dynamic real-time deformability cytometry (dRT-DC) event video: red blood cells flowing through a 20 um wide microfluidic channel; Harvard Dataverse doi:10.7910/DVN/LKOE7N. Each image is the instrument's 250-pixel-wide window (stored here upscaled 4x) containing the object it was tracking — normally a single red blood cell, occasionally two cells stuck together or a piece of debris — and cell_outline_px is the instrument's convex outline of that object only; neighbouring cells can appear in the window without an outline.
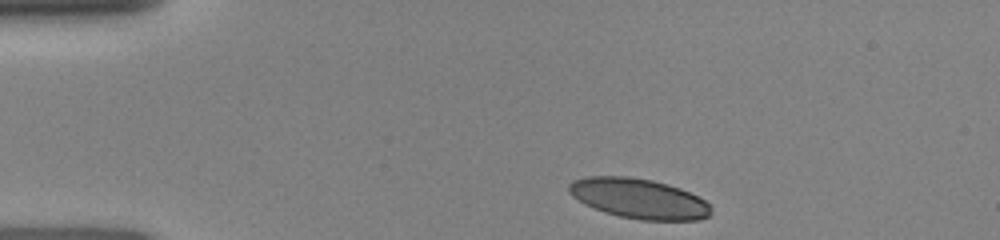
{"species": "human", "species_latin": "Homo sapiens", "temperature_condition": "room temperature", "stored_images_in_passage": 48, "camera_frame_rate_fps": 3000, "um_per_image_px": 0.085, "donor": {"sex": "female"}, "frame": {"image": 1, "passage_image": 1, "time_ms": 0.0, "image_size_px": [1000, 240], "cell_outline_px": [[712, 212], [708, 216], [700, 220], [640, 220], [620, 216], [604, 212], [584, 204], [572, 196], [568, 192], [568, 184], [572, 180], [588, 176], [628, 176], [652, 180], [668, 184], [680, 188], [704, 200], [712, 208]], "centroid_in_image_um": [54.27, 16.87], "position_along_channel_um": 30.7, "area_um2": 33.23}}
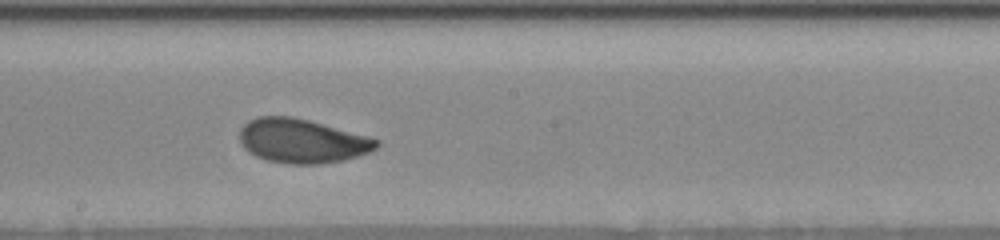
{"frame": {"image": 2, "passage_image": 26, "time_ms": 6.0, "image_size_px": [1000, 240], "cell_outline_px": [[380, 144], [376, 148], [368, 152], [344, 160], [316, 164], [288, 164], [268, 160], [256, 156], [248, 152], [240, 144], [240, 128], [248, 120], [260, 116], [292, 116], [308, 120], [380, 140]], "centroid_in_image_um": [25.62, 11.98], "position_along_channel_um": 222.6, "area_um2": 34.97}}
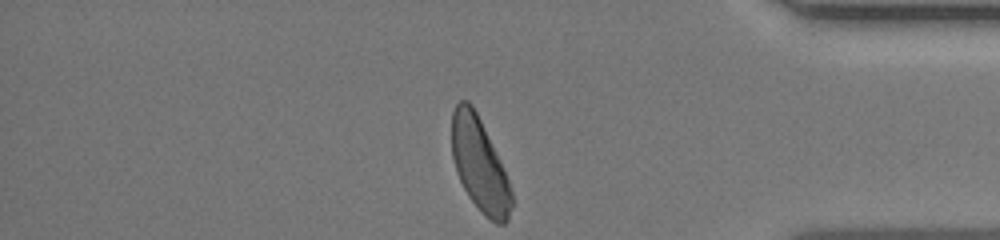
{"frame": {"image": 3, "passage_image": 47, "time_ms": 10.667, "image_size_px": [1000, 240], "cell_outline_px": [[512, 208], [508, 220], [504, 224], [496, 224], [484, 216], [468, 196], [456, 172], [452, 156], [452, 112], [456, 104], [460, 100], [468, 100], [472, 104], [504, 168], [512, 192]], "centroid_in_image_um": [40.77, 14.03], "position_along_channel_um": 394.4, "area_um2": 32.48}}